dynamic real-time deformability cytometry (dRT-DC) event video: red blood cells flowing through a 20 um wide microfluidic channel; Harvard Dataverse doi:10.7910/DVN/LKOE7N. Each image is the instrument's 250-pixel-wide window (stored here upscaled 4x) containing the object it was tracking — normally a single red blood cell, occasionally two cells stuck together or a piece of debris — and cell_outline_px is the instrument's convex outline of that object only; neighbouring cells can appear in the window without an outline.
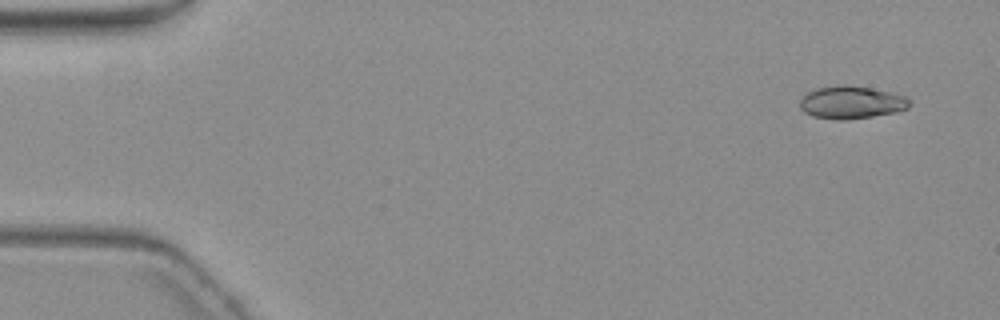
{"species": "common noctule bat (a hibernating species)", "species_latin": "Nyctalus noctula", "temperature_condition": "warm", "stored_images_in_passage": 8, "camera_frame_rate_fps": 3000, "um_per_image_px": 0.085, "animal": {"sex": "female", "body_mass_g": 19.3, "forearm_length_mm": 54.1}, "frame": {"image": 1, "passage_image": 1, "time_ms": 0.0, "image_size_px": [1000, 320], "cell_outline_px": [[912, 100], [908, 108], [896, 112], [848, 120], [836, 120], [812, 116], [804, 112], [800, 108], [800, 100], [808, 92], [816, 88], [844, 84], [892, 92], [904, 96]], "centroid_in_image_um": [72.37, 8.71], "position_along_channel_um": 12.6, "area_um2": 20.92}}
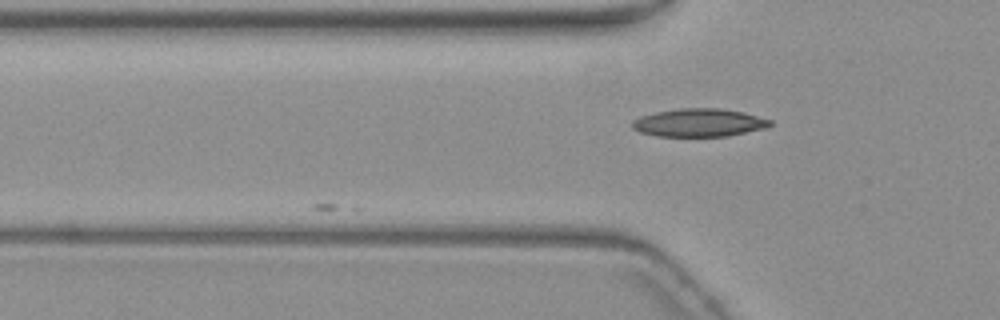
{"frame": {"image": 2, "passage_image": 5, "time_ms": 5.0, "image_size_px": [1000, 320], "cell_outline_px": [[772, 124], [764, 128], [728, 136], [656, 136], [640, 132], [632, 128], [632, 120], [640, 116], [656, 112], [680, 108], [720, 108], [744, 112], [772, 120]], "centroid_in_image_um": [59.4, 10.42], "position_along_channel_um": 66.4, "area_um2": 22.54}}